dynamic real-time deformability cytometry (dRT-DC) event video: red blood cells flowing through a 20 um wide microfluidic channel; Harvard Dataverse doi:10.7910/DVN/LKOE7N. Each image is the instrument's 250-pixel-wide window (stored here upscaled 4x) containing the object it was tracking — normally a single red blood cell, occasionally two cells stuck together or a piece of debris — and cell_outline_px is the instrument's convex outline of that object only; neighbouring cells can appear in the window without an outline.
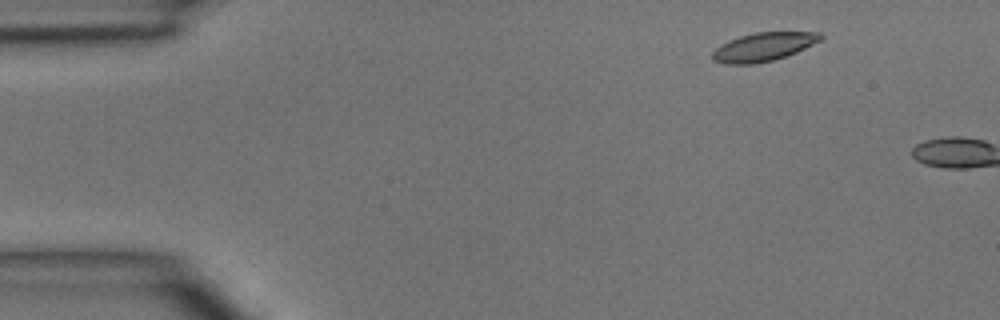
{"species": "common noctule bat (a hibernating species)", "species_latin": "Nyctalus noctula", "temperature_condition": "room temperature", "stored_images_in_passage": 3, "camera_frame_rate_fps": 3000, "um_per_image_px": 0.085, "animal": {"sex": "male", "body_mass_g": 15.6}, "frame": {"image": 1, "passage_image": 2, "time_ms": 1.0, "image_size_px": [1000, 320], "cell_outline_px": [[824, 36], [820, 40], [796, 52], [772, 60], [752, 64], [724, 64], [712, 60], [712, 52], [720, 44], [728, 40], [740, 36], [756, 32], [820, 32]], "centroid_in_image_um": [64.85, 3.98], "position_along_channel_um": 20.2, "area_um2": 17.86}}